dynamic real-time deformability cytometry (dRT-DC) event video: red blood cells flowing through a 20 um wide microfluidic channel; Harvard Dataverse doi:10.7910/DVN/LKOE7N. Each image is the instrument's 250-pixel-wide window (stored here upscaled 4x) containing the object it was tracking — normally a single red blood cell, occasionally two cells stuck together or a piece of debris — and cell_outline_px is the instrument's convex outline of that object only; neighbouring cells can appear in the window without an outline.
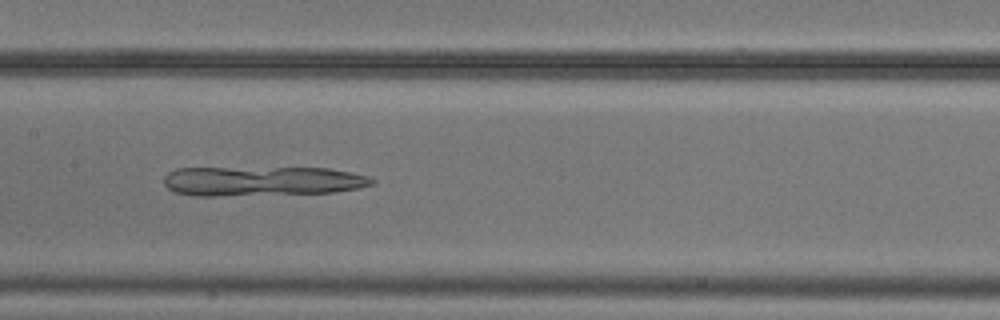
{"species": "common noctule bat (a hibernating species)", "species_latin": "Nyctalus noctula", "temperature_condition": "cold", "stored_images_in_passage": 54, "camera_frame_rate_fps": 3000, "um_per_image_px": 0.085, "animal": {"sex": "male", "body_mass_g": 20.5, "forearm_length_mm": 52.5}, "frame": {"image": 1, "passage_image": 27, "time_ms": 8.667, "image_size_px": [1000, 320], "cell_outline_px": [[372, 180], [368, 184], [352, 188], [328, 192], [176, 192], [168, 188], [164, 180], [172, 172], [180, 168], [324, 168], [364, 176]], "centroid_in_image_um": [22.3, 15.31], "position_along_channel_um": 185.1, "area_um2": 32.08}}